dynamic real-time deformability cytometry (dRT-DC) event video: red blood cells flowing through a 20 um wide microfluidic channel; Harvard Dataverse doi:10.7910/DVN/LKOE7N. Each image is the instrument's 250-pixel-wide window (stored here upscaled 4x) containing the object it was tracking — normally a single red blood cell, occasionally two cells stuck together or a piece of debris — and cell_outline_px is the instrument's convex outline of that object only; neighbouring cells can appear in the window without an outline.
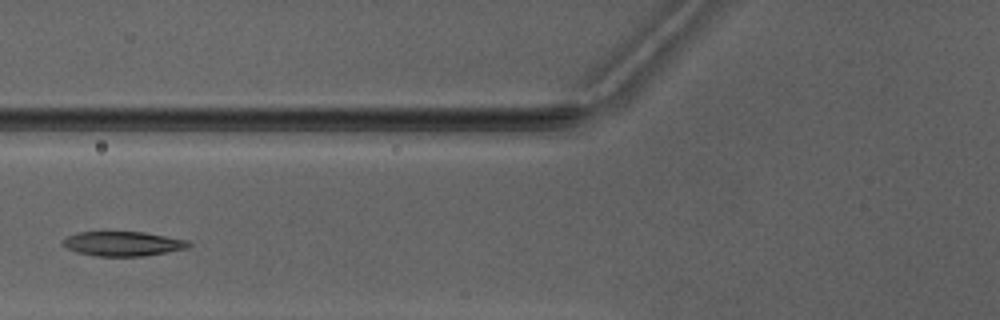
{"species": "Egyptian fruit bat (a non-hibernating species)", "species_latin": "Rousettus aegyptiacus", "temperature_condition": "warm", "stored_images_in_passage": 6, "camera_frame_rate_fps": 3000, "um_per_image_px": 0.085, "animal": {"sex": "male"}, "frame": {"image": 1, "passage_image": 5, "time_ms": 4.667, "image_size_px": [1000, 320], "cell_outline_px": [[192, 244], [188, 248], [144, 256], [96, 256], [76, 252], [60, 244], [60, 240], [68, 236], [80, 232], [144, 232], [188, 240]], "centroid_in_image_um": [10.43, 20.72], "position_along_channel_um": 115.4, "area_um2": 18.03}}
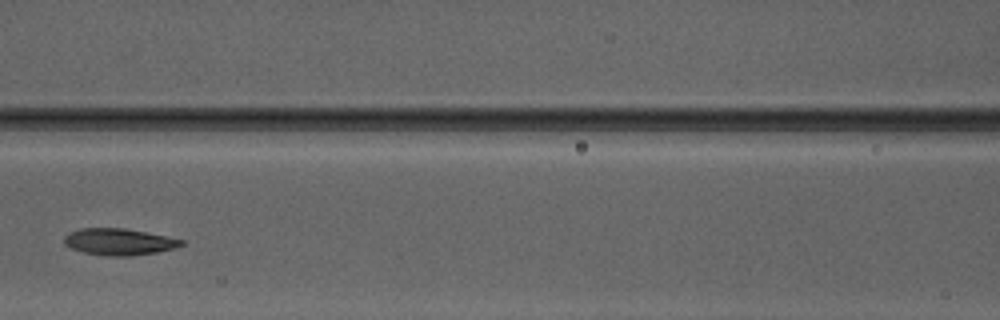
{"frame": {"image": 2, "passage_image": 6, "time_ms": 5.667, "image_size_px": [1000, 320], "cell_outline_px": [[184, 244], [176, 248], [156, 252], [128, 256], [108, 256], [84, 252], [72, 248], [64, 244], [64, 236], [68, 232], [80, 228], [124, 228], [184, 240]], "centroid_in_image_um": [10.09, 20.55], "position_along_channel_um": 156.5, "area_um2": 18.03}}